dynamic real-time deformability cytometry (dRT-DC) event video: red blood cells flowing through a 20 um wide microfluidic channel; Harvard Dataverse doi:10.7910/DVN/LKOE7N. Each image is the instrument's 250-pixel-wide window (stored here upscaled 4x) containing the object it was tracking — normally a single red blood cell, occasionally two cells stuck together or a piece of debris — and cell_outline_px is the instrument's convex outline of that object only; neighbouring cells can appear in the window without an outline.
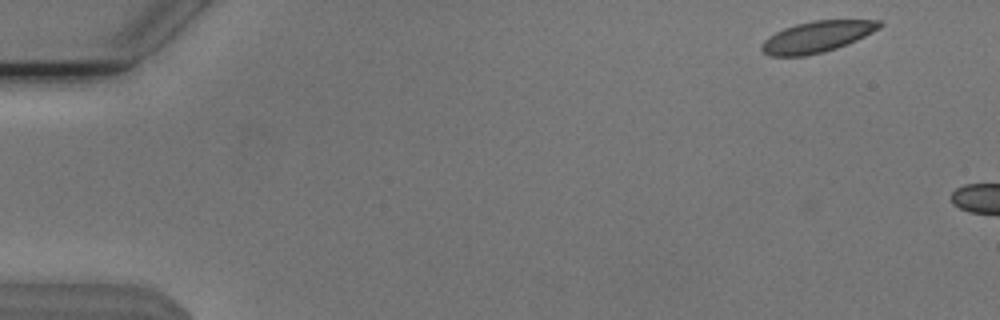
{"species": "Egyptian fruit bat (a non-hibernating species)", "species_latin": "Rousettus aegyptiacus", "temperature_condition": "cold", "stored_images_in_passage": 6, "camera_frame_rate_fps": 3000, "um_per_image_px": 0.085, "animal": {"sex": "male"}, "frame": {"image": 1, "passage_image": 2, "time_ms": 0.333, "image_size_px": [1000, 320], "cell_outline_px": [[884, 24], [880, 28], [856, 40], [836, 48], [824, 52], [804, 56], [772, 56], [764, 52], [760, 48], [760, 44], [768, 36], [784, 28], [796, 24], [812, 20], [880, 20]], "centroid_in_image_um": [69.43, 3.12], "position_along_channel_um": 15.6, "area_um2": 21.39}}